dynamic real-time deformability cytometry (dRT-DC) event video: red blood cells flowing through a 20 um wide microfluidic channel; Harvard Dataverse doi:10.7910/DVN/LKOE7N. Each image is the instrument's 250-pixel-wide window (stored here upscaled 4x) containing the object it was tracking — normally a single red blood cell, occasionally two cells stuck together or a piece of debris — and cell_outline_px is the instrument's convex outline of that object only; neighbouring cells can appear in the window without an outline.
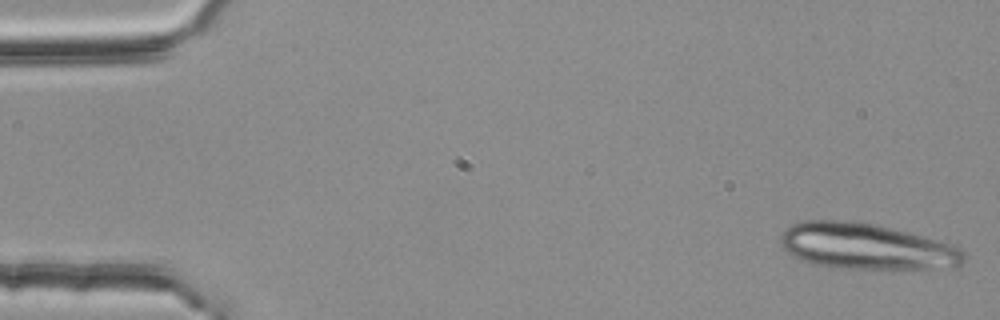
{"species": "common noctule bat (a hibernating species)", "species_latin": "Nyctalus noctula", "temperature_condition": "room temperature", "stored_images_in_passage": 10, "segment_of_instrument_passage": [1, 2], "camera_frame_rate_fps": 3000, "um_per_image_px": 0.085, "animal": {"sex": "female", "body_mass_g": 25.1}, "frame": {"image": 1, "passage_image": 1, "time_ms": 0.0, "image_size_px": [1000, 320], "cell_outline_px": [[964, 260], [960, 264], [928, 268], [864, 268], [816, 264], [792, 256], [780, 244], [780, 236], [784, 228], [792, 224], [804, 220], [856, 220], [876, 224], [920, 236], [948, 244], [960, 248], [964, 252]], "centroid_in_image_um": [73.53, 20.9], "position_along_channel_um": 11.5, "area_um2": 48.03}}